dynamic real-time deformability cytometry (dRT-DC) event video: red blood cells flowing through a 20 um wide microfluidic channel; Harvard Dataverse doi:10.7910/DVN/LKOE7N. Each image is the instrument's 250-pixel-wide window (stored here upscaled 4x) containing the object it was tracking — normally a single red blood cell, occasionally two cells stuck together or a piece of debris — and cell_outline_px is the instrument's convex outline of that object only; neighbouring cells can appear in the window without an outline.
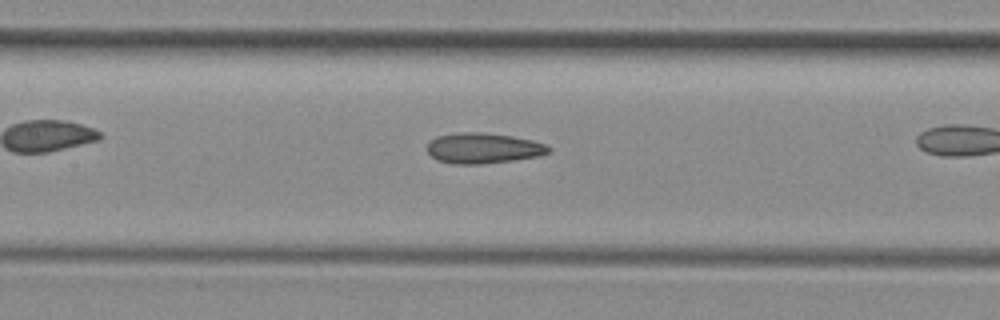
{"species": "common noctule bat (a hibernating species)", "species_latin": "Nyctalus noctula", "temperature_condition": "room temperature", "stored_images_in_passage": 38, "camera_frame_rate_fps": 3000, "um_per_image_px": 0.085, "animal": {"sex": "female", "body_mass_g": 29.2, "forearm_length_mm": 56.3}, "frame": {"image": 1, "passage_image": 22, "time_ms": 7.0, "image_size_px": [1000, 320], "cell_outline_px": [[552, 152], [540, 156], [512, 160], [480, 164], [452, 164], [436, 160], [428, 152], [428, 144], [436, 136], [460, 132], [476, 132], [512, 136], [532, 140], [548, 144], [552, 148]], "centroid_in_image_um": [41.12, 12.6], "position_along_channel_um": 166.3, "area_um2": 21.68}}